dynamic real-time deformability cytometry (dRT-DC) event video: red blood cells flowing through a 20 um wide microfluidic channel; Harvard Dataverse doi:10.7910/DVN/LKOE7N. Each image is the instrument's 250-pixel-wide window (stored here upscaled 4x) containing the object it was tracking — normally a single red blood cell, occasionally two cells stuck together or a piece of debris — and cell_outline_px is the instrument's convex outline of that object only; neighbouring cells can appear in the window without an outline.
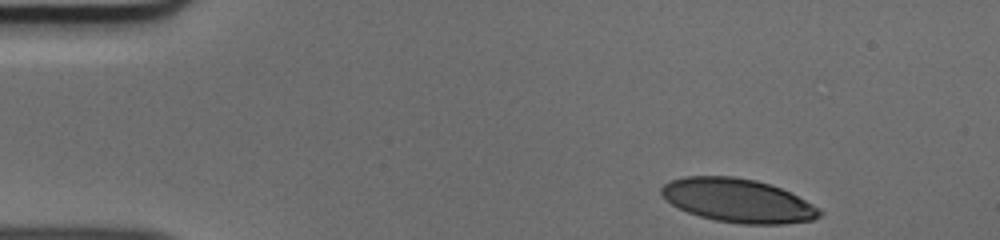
{"species": "human", "species_latin": "Homo sapiens", "temperature_condition": "cold", "stored_images_in_passage": 36, "camera_frame_rate_fps": 3000, "um_per_image_px": 0.085, "donor": {"sex": "male"}, "frame": {"image": 1, "passage_image": 1, "time_ms": 0.0, "image_size_px": [1000, 240], "cell_outline_px": [[824, 212], [820, 216], [812, 220], [784, 224], [740, 224], [716, 220], [700, 216], [688, 212], [672, 204], [660, 192], [660, 188], [668, 180], [684, 176], [732, 176], [756, 180], [780, 188], [820, 208]], "centroid_in_image_um": [62.71, 17.04], "position_along_channel_um": 22.3, "area_um2": 40.06}}
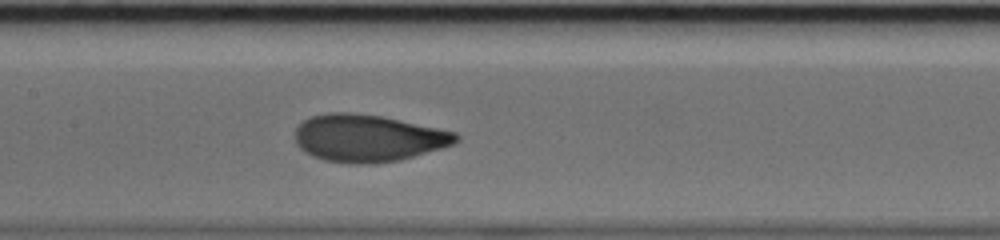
{"frame": {"image": 2, "passage_image": 19, "time_ms": 6.0, "image_size_px": [1000, 240], "cell_outline_px": [[460, 140], [452, 144], [440, 148], [400, 160], [376, 164], [352, 164], [324, 160], [312, 156], [304, 152], [296, 144], [296, 128], [304, 120], [312, 116], [332, 112], [348, 112], [380, 116], [456, 132], [460, 136]], "centroid_in_image_um": [31.26, 11.75], "position_along_channel_um": 176.1, "area_um2": 44.1}}
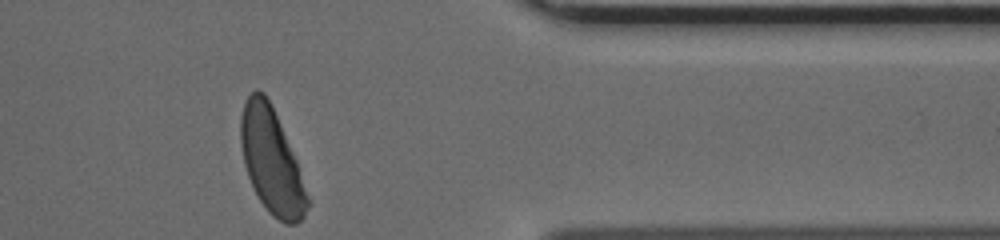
{"frame": {"image": 3, "passage_image": 36, "time_ms": 11.667, "image_size_px": [1000, 240], "cell_outline_px": [[308, 204], [304, 216], [296, 224], [284, 224], [272, 216], [268, 212], [260, 200], [248, 176], [244, 164], [240, 140], [240, 116], [244, 104], [248, 96], [256, 88], [264, 92], [276, 116], [296, 160], [308, 196]], "centroid_in_image_um": [23.05, 13.71], "position_along_channel_um": 388.3, "area_um2": 40.0}}